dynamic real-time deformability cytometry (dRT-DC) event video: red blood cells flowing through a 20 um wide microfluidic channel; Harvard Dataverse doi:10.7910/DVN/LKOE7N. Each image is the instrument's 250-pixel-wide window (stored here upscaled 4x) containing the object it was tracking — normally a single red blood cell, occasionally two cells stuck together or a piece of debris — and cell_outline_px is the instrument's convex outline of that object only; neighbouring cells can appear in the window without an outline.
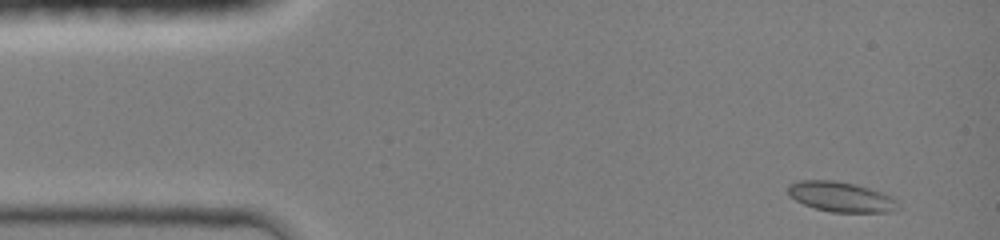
{"species": "common noctule bat (a hibernating species)", "species_latin": "Nyctalus noctula", "temperature_condition": "room temperature", "stored_images_in_passage": 42, "camera_frame_rate_fps": 3000, "um_per_image_px": 0.085, "animal": {"sex": "female", "body_mass_g": 19.0, "forearm_length_mm": 51.5}, "frame": {"image": 1, "passage_image": 2, "time_ms": 0.333, "image_size_px": [1000, 240], "cell_outline_px": [[900, 208], [892, 212], [832, 212], [816, 208], [804, 204], [788, 196], [788, 184], [796, 180], [836, 180], [856, 184], [892, 196], [900, 204]], "centroid_in_image_um": [71.49, 16.72], "position_along_channel_um": 13.5, "area_um2": 19.48}}
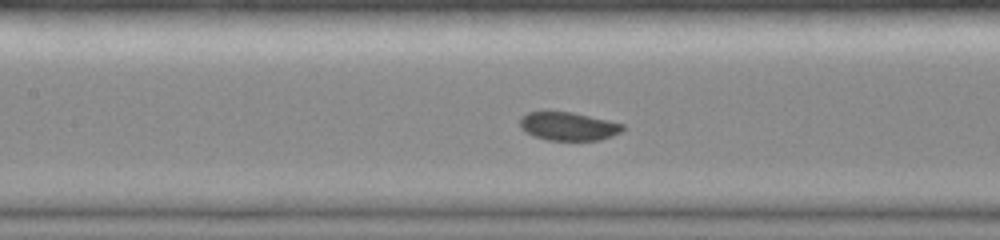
{"frame": {"image": 2, "passage_image": 19, "time_ms": 6.0, "image_size_px": [1000, 240], "cell_outline_px": [[624, 128], [620, 132], [612, 136], [600, 140], [548, 140], [532, 136], [524, 132], [520, 128], [520, 116], [528, 112], [544, 108], [572, 112], [608, 120], [624, 124]], "centroid_in_image_um": [48.22, 10.69], "position_along_channel_um": 159.2, "area_um2": 17.69}}
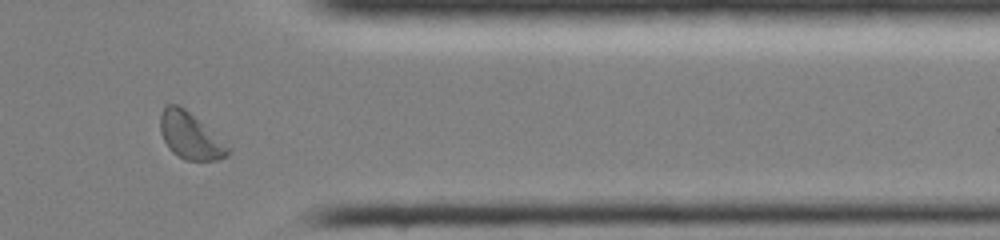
{"frame": {"image": 3, "passage_image": 36, "time_ms": 11.667, "image_size_px": [1000, 240], "cell_outline_px": [[232, 152], [228, 156], [220, 160], [184, 160], [172, 152], [168, 148], [160, 132], [160, 112], [164, 104], [176, 104], [184, 108], [232, 144]], "centroid_in_image_um": [16.25, 11.55], "position_along_channel_um": 395.2, "area_um2": 19.19}, "authors_computed_cell_mechanics": {"area_um2": 17.6868, "velocity_mm_per_s": 4.2202, "shape_relaxation_time_tau1_ms": 1.9992, "shape_relaxation_time_tau2_ms": null, "deformation_change_tau1": 0.0591, "deformation_change_tau2": null}}